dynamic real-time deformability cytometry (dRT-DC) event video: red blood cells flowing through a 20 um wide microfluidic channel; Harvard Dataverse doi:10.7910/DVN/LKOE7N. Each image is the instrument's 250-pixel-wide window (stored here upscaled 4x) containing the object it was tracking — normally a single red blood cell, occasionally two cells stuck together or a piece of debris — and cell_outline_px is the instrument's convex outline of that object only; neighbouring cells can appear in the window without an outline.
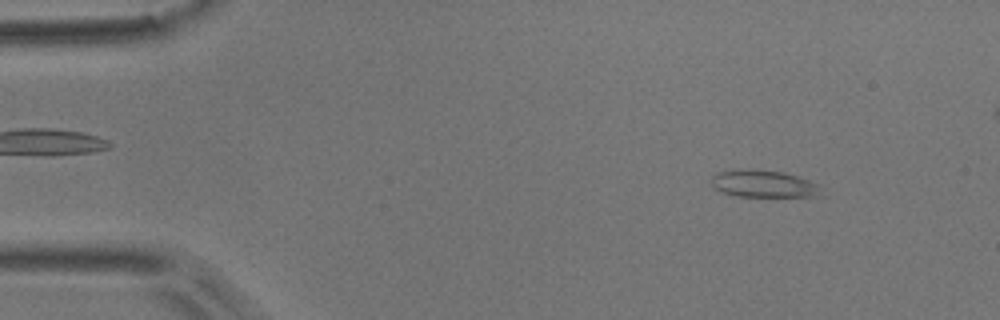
{"species": "common noctule bat (a hibernating species)", "species_latin": "Nyctalus noctula", "temperature_condition": "room temperature", "stored_images_in_passage": 7, "camera_frame_rate_fps": 3000, "um_per_image_px": 0.085, "animal": {"sex": "male", "body_mass_g": 17.9}, "frame": {"image": 1, "passage_image": 1, "time_ms": 0.0, "image_size_px": [1000, 320], "cell_outline_px": [[824, 196], [732, 196], [720, 192], [712, 184], [712, 176], [716, 172], [784, 172], [820, 184]], "centroid_in_image_um": [65.0, 15.69], "position_along_channel_um": 20.0, "area_um2": 16.65}}
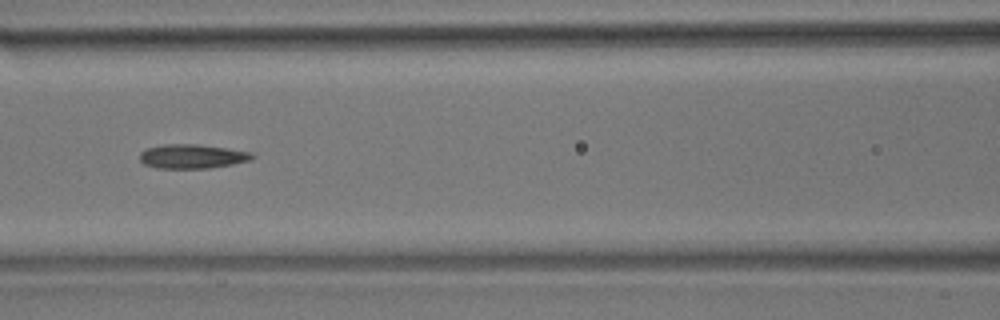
{"frame": {"image": 2, "passage_image": 6, "time_ms": 1.667, "image_size_px": [1000, 320], "cell_outline_px": [[256, 156], [252, 160], [232, 164], [208, 168], [156, 168], [144, 164], [140, 160], [140, 152], [148, 148], [164, 144], [196, 144], [228, 148], [252, 152]], "centroid_in_image_um": [16.36, 13.29], "position_along_channel_um": 150.2, "area_um2": 15.9}}
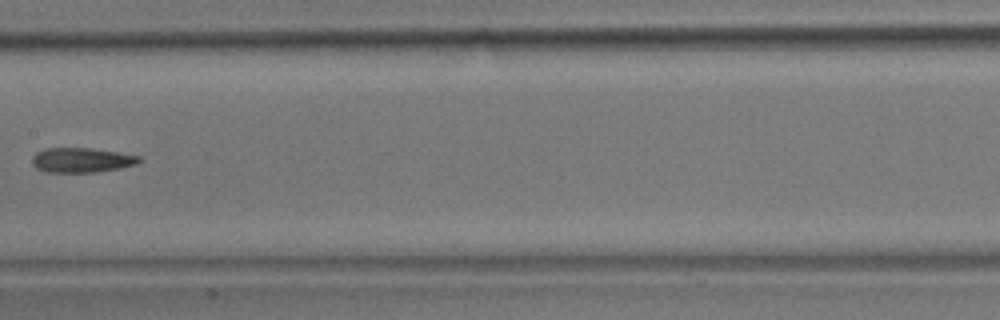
{"frame": {"image": 3, "passage_image": 7, "time_ms": 2.0, "image_size_px": [1000, 320], "cell_outline_px": [[144, 160], [136, 164], [120, 168], [96, 172], [48, 172], [36, 168], [32, 164], [32, 156], [36, 152], [44, 148], [88, 148], [116, 152], [140, 156]], "centroid_in_image_um": [6.93, 13.61], "position_along_channel_um": 200.5, "area_um2": 15.43}}